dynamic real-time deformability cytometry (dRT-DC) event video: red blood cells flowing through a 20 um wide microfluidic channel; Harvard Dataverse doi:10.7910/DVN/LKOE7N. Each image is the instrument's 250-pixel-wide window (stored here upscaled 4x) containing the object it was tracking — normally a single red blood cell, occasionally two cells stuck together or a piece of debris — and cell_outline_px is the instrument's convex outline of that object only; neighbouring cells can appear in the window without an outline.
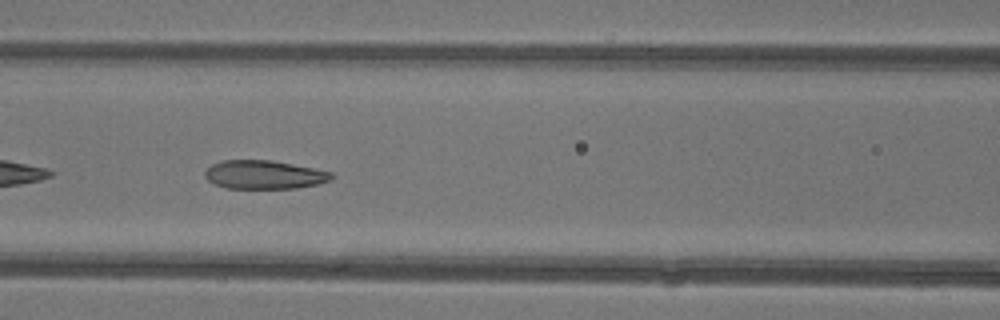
{"species": "common noctule bat (a hibernating species)", "species_latin": "Nyctalus noctula", "temperature_condition": "warm", "stored_images_in_passage": 33, "camera_frame_rate_fps": 3000, "um_per_image_px": 0.085, "animal": {"sex": "female"}, "frame": {"image": 1, "passage_image": 10, "time_ms": 3.0, "image_size_px": [1000, 320], "cell_outline_px": [[336, 176], [332, 180], [316, 184], [296, 188], [224, 188], [208, 180], [204, 176], [204, 172], [212, 164], [224, 160], [272, 160], [332, 172]], "centroid_in_image_um": [22.46, 14.85], "position_along_channel_um": 144.1, "area_um2": 21.04}}
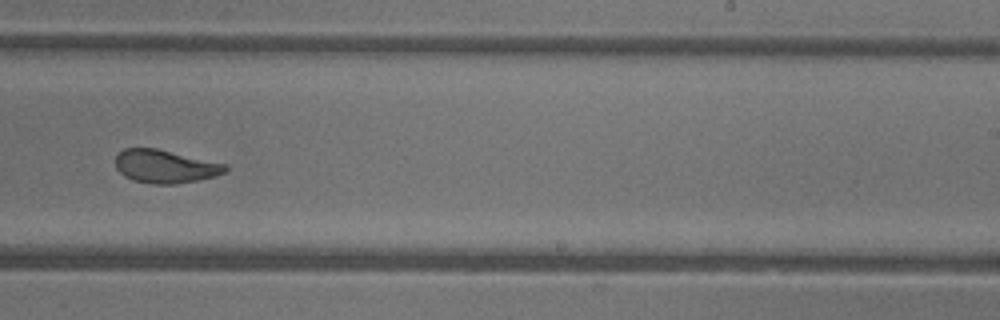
{"frame": {"image": 2, "passage_image": 19, "time_ms": 6.0, "image_size_px": [1000, 320], "cell_outline_px": [[228, 168], [224, 172], [212, 176], [196, 180], [176, 184], [152, 184], [132, 180], [124, 176], [116, 168], [116, 156], [124, 148], [156, 148], [228, 164]], "centroid_in_image_um": [14.02, 14.14], "position_along_channel_um": 275.0, "area_um2": 21.15}}
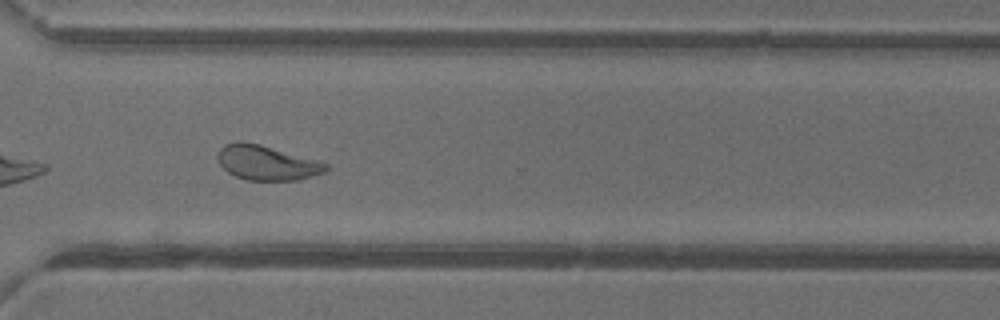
{"frame": {"image": 3, "passage_image": 24, "time_ms": 7.667, "image_size_px": [1000, 320], "cell_outline_px": [[328, 168], [324, 172], [312, 176], [296, 180], [248, 180], [236, 176], [228, 172], [220, 164], [216, 156], [220, 148], [224, 144], [236, 140], [240, 140], [260, 144], [328, 164]], "centroid_in_image_um": [22.61, 13.82], "position_along_channel_um": 348.0, "area_um2": 21.68}, "authors_computed_cell_mechanics": {"area_um2": 22.253, "velocity_mm_per_s": 4.3743, "shape_relaxation_time_tau1_ms": 3.843, "shape_relaxation_time_tau2_ms": 1.0139, "deformation_change_tau1": 0.1426, "deformation_change_tau2": 0.0794}}